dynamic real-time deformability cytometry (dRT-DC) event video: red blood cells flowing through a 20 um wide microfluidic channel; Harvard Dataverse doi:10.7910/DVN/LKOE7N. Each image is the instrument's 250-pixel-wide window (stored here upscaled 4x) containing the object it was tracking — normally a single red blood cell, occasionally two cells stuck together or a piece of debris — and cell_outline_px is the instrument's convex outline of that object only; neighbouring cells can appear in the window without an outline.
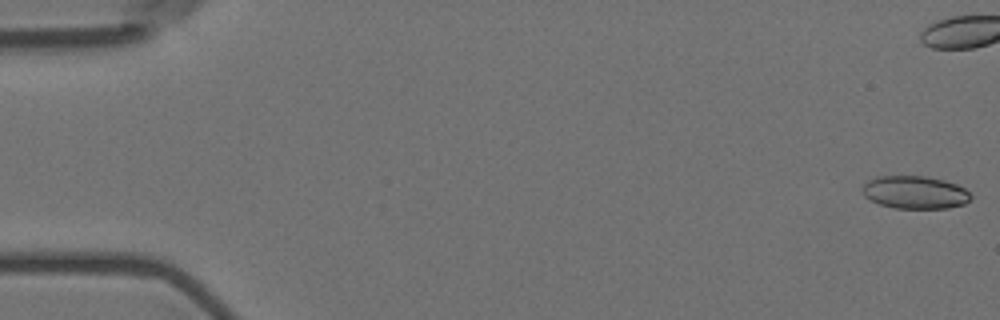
{"species": "Egyptian fruit bat (a non-hibernating species)", "species_latin": "Rousettus aegyptiacus", "temperature_condition": "room temperature", "stored_images_in_passage": 58, "camera_frame_rate_fps": 3000, "um_per_image_px": 0.085, "animal": {"sex": "female"}, "frame": {"image": 1, "passage_image": 1, "time_ms": 0.0, "image_size_px": [1000, 320], "cell_outline_px": [[972, 196], [964, 204], [948, 208], [896, 208], [880, 204], [864, 196], [860, 188], [868, 180], [876, 176], [924, 176], [944, 180], [956, 184], [964, 188]], "centroid_in_image_um": [77.74, 16.34], "position_along_channel_um": 7.3, "area_um2": 20.69}}
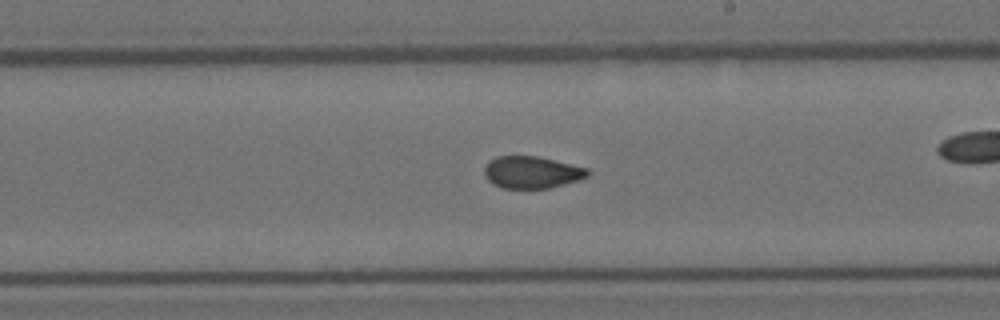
{"frame": {"image": 2, "passage_image": 33, "time_ms": 10.667, "image_size_px": [1000, 320], "cell_outline_px": [[588, 176], [580, 180], [548, 188], [500, 188], [492, 184], [484, 176], [484, 168], [488, 160], [496, 156], [536, 156], [588, 168]], "centroid_in_image_um": [45.15, 14.65], "position_along_channel_um": 243.8, "area_um2": 19.36}}
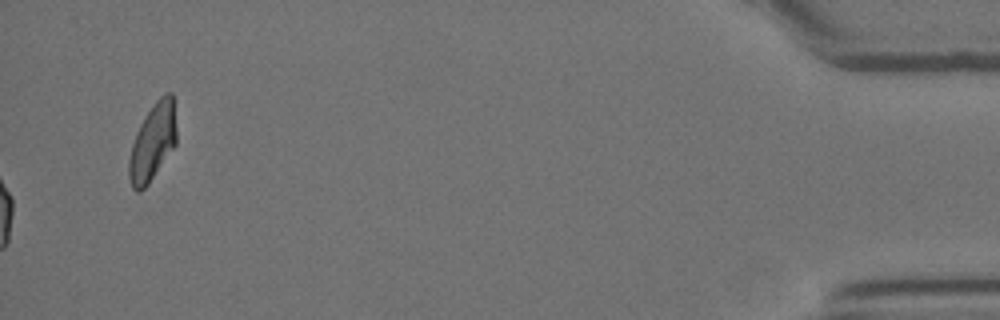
{"frame": {"image": 3, "passage_image": 58, "time_ms": 19.0, "image_size_px": [1000, 320], "cell_outline_px": [[176, 144], [148, 184], [140, 192], [136, 192], [132, 188], [128, 176], [128, 160], [132, 144], [136, 132], [144, 116], [156, 100], [164, 92], [172, 92], [176, 128]], "centroid_in_image_um": [12.96, 12.08], "position_along_channel_um": 422.2, "area_um2": 21.39}, "authors_computed_cell_mechanics": {"area_um2": 20.3456, "velocity_mm_per_s": 3.5973, "shape_relaxation_time_tau1_ms": null, "shape_relaxation_time_tau2_ms": 1.6765, "deformation_change_tau1": null, "deformation_change_tau2": 0.0668}}